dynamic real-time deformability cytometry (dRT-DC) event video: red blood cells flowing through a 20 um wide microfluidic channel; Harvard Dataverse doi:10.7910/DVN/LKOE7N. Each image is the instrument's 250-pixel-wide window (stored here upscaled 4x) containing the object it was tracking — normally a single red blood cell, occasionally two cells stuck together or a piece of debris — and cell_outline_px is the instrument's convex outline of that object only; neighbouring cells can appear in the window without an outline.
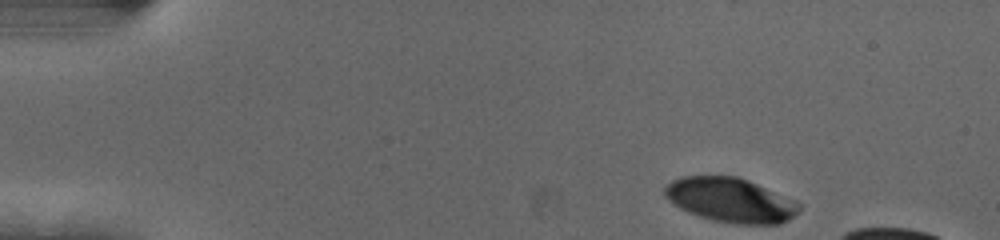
{"species": "human", "species_latin": "Homo sapiens", "temperature_condition": "cold", "stored_images_in_passage": 41, "camera_frame_rate_fps": 3000, "um_per_image_px": 0.085, "donor": {"sex": "female"}, "frame": {"image": 1, "passage_image": 1, "time_ms": 0.0, "image_size_px": [1000, 240], "cell_outline_px": [[800, 212], [788, 220], [780, 224], [736, 224], [712, 220], [688, 212], [680, 208], [668, 200], [664, 196], [664, 188], [672, 180], [680, 176], [736, 176], [748, 180], [796, 200], [800, 204]], "centroid_in_image_um": [62.11, 17.01], "position_along_channel_um": 22.9, "area_um2": 34.97}}
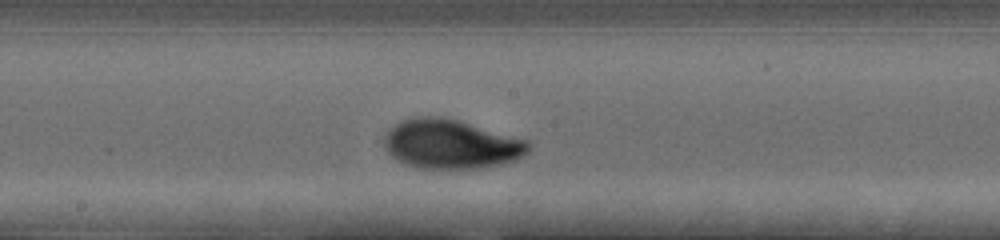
{"frame": {"image": 2, "passage_image": 24, "time_ms": 7.667, "image_size_px": [1000, 240], "cell_outline_px": [[532, 148], [524, 156], [516, 160], [500, 164], [480, 168], [440, 172], [416, 168], [404, 164], [396, 160], [388, 152], [384, 144], [384, 132], [388, 128], [404, 120], [416, 116], [440, 116], [460, 120], [528, 140], [532, 144]], "centroid_in_image_um": [38.33, 12.29], "position_along_channel_um": 209.9, "area_um2": 42.83}}
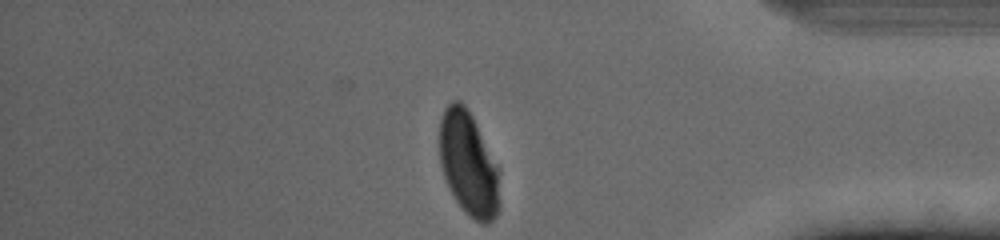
{"frame": {"image": 3, "passage_image": 41, "time_ms": 13.333, "image_size_px": [1000, 240], "cell_outline_px": [[500, 208], [496, 216], [492, 220], [484, 224], [468, 216], [464, 212], [456, 200], [444, 176], [440, 164], [440, 120], [444, 108], [452, 100], [460, 100], [464, 104], [472, 116], [500, 168]], "centroid_in_image_um": [39.86, 13.94], "position_along_channel_um": 395.3, "area_um2": 36.88}, "authors_computed_cell_mechanics": {"area_um2": 39.5352, "velocity_mm_per_s": 3.6714, "shape_relaxation_time_tau1_ms": 3.6458, "shape_relaxation_time_tau2_ms": 0.8952, "deformation_change_tau1": 0.1362, "deformation_change_tau2": 0.0424}}